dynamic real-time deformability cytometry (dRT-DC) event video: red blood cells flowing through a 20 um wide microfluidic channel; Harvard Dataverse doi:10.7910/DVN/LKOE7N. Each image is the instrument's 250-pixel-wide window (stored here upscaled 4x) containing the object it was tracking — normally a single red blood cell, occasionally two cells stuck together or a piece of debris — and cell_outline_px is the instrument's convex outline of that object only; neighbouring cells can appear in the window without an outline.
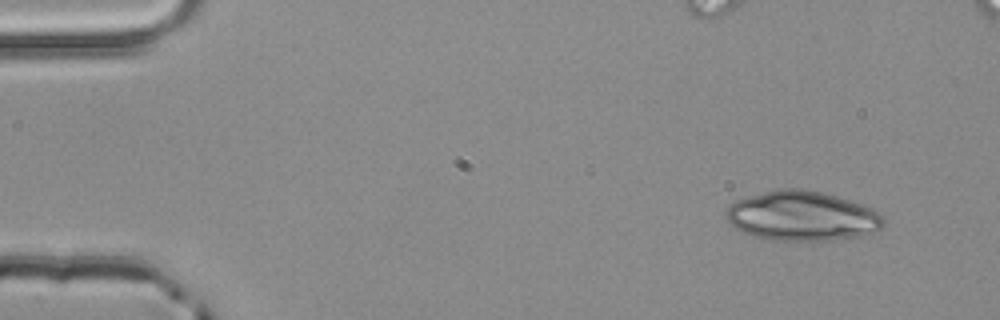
{"species": "common noctule bat (a hibernating species)", "species_latin": "Nyctalus noctula", "temperature_condition": "room temperature", "stored_images_in_passage": 3, "camera_frame_rate_fps": 3000, "um_per_image_px": 0.085, "animal": {"sex": "male", "body_mass_g": 20.4}, "frame": {"image": 1, "passage_image": 1, "time_ms": 0.0, "image_size_px": [1000, 320], "cell_outline_px": [[884, 228], [876, 232], [864, 236], [832, 240], [764, 240], [740, 232], [724, 216], [724, 212], [736, 200], [748, 196], [776, 188], [800, 188], [824, 192], [872, 208], [884, 216]], "centroid_in_image_um": [68.19, 18.37], "position_along_channel_um": 16.8, "area_um2": 46.18}}